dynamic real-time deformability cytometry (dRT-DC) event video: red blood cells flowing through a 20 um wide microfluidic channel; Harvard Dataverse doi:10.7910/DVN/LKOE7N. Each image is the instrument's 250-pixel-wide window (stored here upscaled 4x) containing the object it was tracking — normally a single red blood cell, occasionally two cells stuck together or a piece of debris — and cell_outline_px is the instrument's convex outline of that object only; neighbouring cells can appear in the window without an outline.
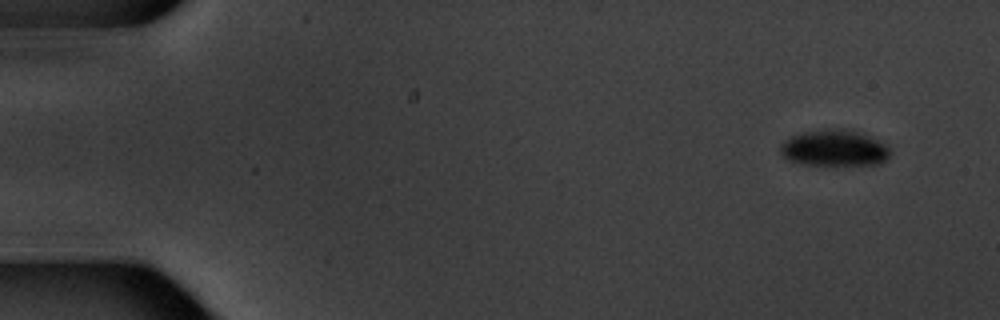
{"species": "common noctule bat (a hibernating species)", "species_latin": "Nyctalus noctula", "temperature_condition": "warm", "stored_images_in_passage": 5, "camera_frame_rate_fps": 3000, "um_per_image_px": 0.085, "animal": {"sex": "male", "body_mass_g": 20.1, "forearm_length_mm": 53.5}, "frame": {"image": 1, "passage_image": 1, "time_ms": 0.0, "image_size_px": [1000, 320], "cell_outline_px": [[892, 152], [880, 164], [836, 168], [804, 164], [788, 160], [780, 152], [780, 144], [784, 140], [792, 136], [804, 132], [824, 128], [844, 128], [880, 140]], "centroid_in_image_um": [70.92, 12.63], "position_along_channel_um": 14.1, "area_um2": 24.1}}
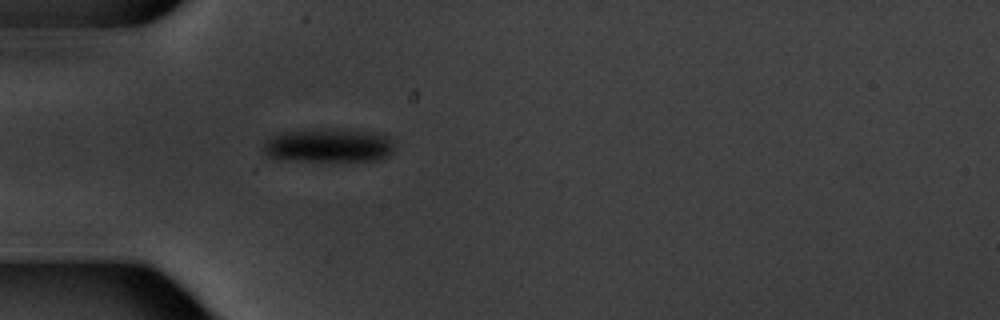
{"frame": {"image": 2, "passage_image": 5, "time_ms": 4.667, "image_size_px": [1000, 320], "cell_outline_px": [[392, 152], [388, 156], [376, 160], [296, 160], [268, 156], [260, 148], [264, 140], [272, 136], [284, 132], [312, 128], [344, 128], [388, 136], [392, 144]], "centroid_in_image_um": [27.86, 12.33], "position_along_channel_um": 57.1, "area_um2": 25.72}}